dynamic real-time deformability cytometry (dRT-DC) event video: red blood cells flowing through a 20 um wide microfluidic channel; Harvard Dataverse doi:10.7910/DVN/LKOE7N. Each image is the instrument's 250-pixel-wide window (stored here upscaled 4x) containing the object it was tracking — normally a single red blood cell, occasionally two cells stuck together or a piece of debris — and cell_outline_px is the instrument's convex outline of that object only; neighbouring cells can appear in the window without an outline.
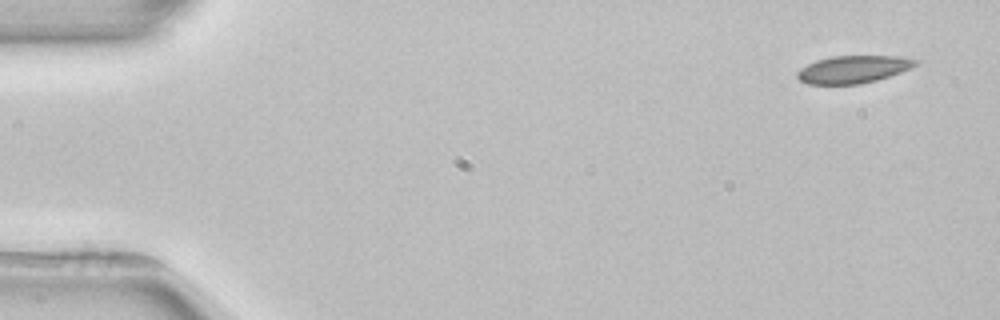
{"species": "common noctule bat (a hibernating species)", "species_latin": "Nyctalus noctula", "temperature_condition": "room temperature", "stored_images_in_passage": 4, "camera_frame_rate_fps": 3000, "um_per_image_px": 0.085, "animal": {"sex": "female", "body_mass_g": 22.7, "forearm_length_mm": 54.2}, "frame": {"image": 1, "passage_image": 1, "time_ms": 0.0, "image_size_px": [1000, 320], "cell_outline_px": [[920, 60], [912, 68], [876, 80], [860, 84], [808, 84], [800, 80], [796, 76], [796, 72], [800, 68], [816, 60], [832, 56], [900, 56]], "centroid_in_image_um": [72.52, 5.89], "position_along_channel_um": 12.5, "area_um2": 18.96}}
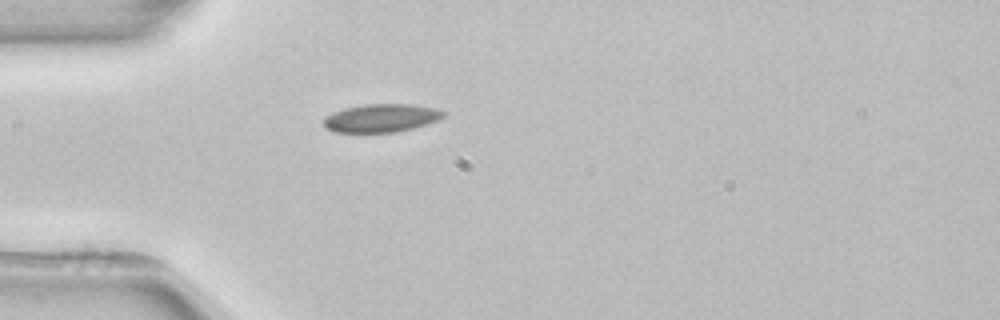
{"frame": {"image": 2, "passage_image": 4, "time_ms": 4.0, "image_size_px": [1000, 320], "cell_outline_px": [[448, 112], [444, 116], [436, 120], [412, 128], [396, 132], [332, 132], [324, 128], [324, 120], [332, 112], [344, 108], [364, 104], [412, 104], [436, 108]], "centroid_in_image_um": [32.39, 10.02], "position_along_channel_um": 52.6, "area_um2": 19.65}}